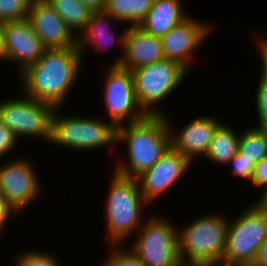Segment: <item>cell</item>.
Returning <instances> with one entry per match:
<instances>
[{
  "label": "cell",
  "instance_id": "obj_1",
  "mask_svg": "<svg viewBox=\"0 0 267 266\" xmlns=\"http://www.w3.org/2000/svg\"><path fill=\"white\" fill-rule=\"evenodd\" d=\"M82 62L77 47L46 49L37 62L20 73L21 94L62 109L84 67Z\"/></svg>",
  "mask_w": 267,
  "mask_h": 266
},
{
  "label": "cell",
  "instance_id": "obj_2",
  "mask_svg": "<svg viewBox=\"0 0 267 266\" xmlns=\"http://www.w3.org/2000/svg\"><path fill=\"white\" fill-rule=\"evenodd\" d=\"M167 114L148 115L141 121L117 127V143L127 144V164L119 161L114 172L137 178L154 166L171 147Z\"/></svg>",
  "mask_w": 267,
  "mask_h": 266
},
{
  "label": "cell",
  "instance_id": "obj_3",
  "mask_svg": "<svg viewBox=\"0 0 267 266\" xmlns=\"http://www.w3.org/2000/svg\"><path fill=\"white\" fill-rule=\"evenodd\" d=\"M106 200V234L110 244L120 245L143 225L141 213L149 205L142 196L137 178L121 176L115 172ZM141 223V224H140Z\"/></svg>",
  "mask_w": 267,
  "mask_h": 266
},
{
  "label": "cell",
  "instance_id": "obj_4",
  "mask_svg": "<svg viewBox=\"0 0 267 266\" xmlns=\"http://www.w3.org/2000/svg\"><path fill=\"white\" fill-rule=\"evenodd\" d=\"M228 226V217L221 213H211L192 220L181 230L178 229L181 263L218 264L222 262Z\"/></svg>",
  "mask_w": 267,
  "mask_h": 266
},
{
  "label": "cell",
  "instance_id": "obj_5",
  "mask_svg": "<svg viewBox=\"0 0 267 266\" xmlns=\"http://www.w3.org/2000/svg\"><path fill=\"white\" fill-rule=\"evenodd\" d=\"M56 108L52 118L50 143L73 150H95L117 144V127L103 119L59 115ZM92 148V149H91Z\"/></svg>",
  "mask_w": 267,
  "mask_h": 266
},
{
  "label": "cell",
  "instance_id": "obj_6",
  "mask_svg": "<svg viewBox=\"0 0 267 266\" xmlns=\"http://www.w3.org/2000/svg\"><path fill=\"white\" fill-rule=\"evenodd\" d=\"M187 72L180 63L166 58L132 70L136 97L142 109L148 115H165L156 104L181 85Z\"/></svg>",
  "mask_w": 267,
  "mask_h": 266
},
{
  "label": "cell",
  "instance_id": "obj_7",
  "mask_svg": "<svg viewBox=\"0 0 267 266\" xmlns=\"http://www.w3.org/2000/svg\"><path fill=\"white\" fill-rule=\"evenodd\" d=\"M150 217L137 231L138 237L129 249L143 266H180L178 228L165 217Z\"/></svg>",
  "mask_w": 267,
  "mask_h": 266
},
{
  "label": "cell",
  "instance_id": "obj_8",
  "mask_svg": "<svg viewBox=\"0 0 267 266\" xmlns=\"http://www.w3.org/2000/svg\"><path fill=\"white\" fill-rule=\"evenodd\" d=\"M267 240V215L248 205L230 222L222 262L253 264L258 249Z\"/></svg>",
  "mask_w": 267,
  "mask_h": 266
},
{
  "label": "cell",
  "instance_id": "obj_9",
  "mask_svg": "<svg viewBox=\"0 0 267 266\" xmlns=\"http://www.w3.org/2000/svg\"><path fill=\"white\" fill-rule=\"evenodd\" d=\"M22 98L0 102V121L8 127L18 139L20 136L37 137L50 142L52 118L55 107L34 100L25 94Z\"/></svg>",
  "mask_w": 267,
  "mask_h": 266
},
{
  "label": "cell",
  "instance_id": "obj_10",
  "mask_svg": "<svg viewBox=\"0 0 267 266\" xmlns=\"http://www.w3.org/2000/svg\"><path fill=\"white\" fill-rule=\"evenodd\" d=\"M108 70L103 101L109 122L119 127L127 119L130 124L146 118L148 114L139 105L136 97L132 71L119 65H110Z\"/></svg>",
  "mask_w": 267,
  "mask_h": 266
},
{
  "label": "cell",
  "instance_id": "obj_11",
  "mask_svg": "<svg viewBox=\"0 0 267 266\" xmlns=\"http://www.w3.org/2000/svg\"><path fill=\"white\" fill-rule=\"evenodd\" d=\"M5 164L0 167V193L18 214L38 197L40 179L32 162L25 157Z\"/></svg>",
  "mask_w": 267,
  "mask_h": 266
},
{
  "label": "cell",
  "instance_id": "obj_12",
  "mask_svg": "<svg viewBox=\"0 0 267 266\" xmlns=\"http://www.w3.org/2000/svg\"><path fill=\"white\" fill-rule=\"evenodd\" d=\"M192 162L172 147L150 169L137 177L138 184L148 204L177 185L188 172Z\"/></svg>",
  "mask_w": 267,
  "mask_h": 266
},
{
  "label": "cell",
  "instance_id": "obj_13",
  "mask_svg": "<svg viewBox=\"0 0 267 266\" xmlns=\"http://www.w3.org/2000/svg\"><path fill=\"white\" fill-rule=\"evenodd\" d=\"M118 40L116 43H119L123 56L115 58L111 65H119L132 71L164 59L161 39L139 26L125 28Z\"/></svg>",
  "mask_w": 267,
  "mask_h": 266
},
{
  "label": "cell",
  "instance_id": "obj_14",
  "mask_svg": "<svg viewBox=\"0 0 267 266\" xmlns=\"http://www.w3.org/2000/svg\"><path fill=\"white\" fill-rule=\"evenodd\" d=\"M6 60L11 61L21 73L30 64L38 61L46 48L34 32L28 18L2 23Z\"/></svg>",
  "mask_w": 267,
  "mask_h": 266
},
{
  "label": "cell",
  "instance_id": "obj_15",
  "mask_svg": "<svg viewBox=\"0 0 267 266\" xmlns=\"http://www.w3.org/2000/svg\"><path fill=\"white\" fill-rule=\"evenodd\" d=\"M209 27L188 16L160 38L164 58L178 62L188 70L192 55L211 31Z\"/></svg>",
  "mask_w": 267,
  "mask_h": 266
},
{
  "label": "cell",
  "instance_id": "obj_16",
  "mask_svg": "<svg viewBox=\"0 0 267 266\" xmlns=\"http://www.w3.org/2000/svg\"><path fill=\"white\" fill-rule=\"evenodd\" d=\"M28 19L46 49L76 47V34L46 0L31 1Z\"/></svg>",
  "mask_w": 267,
  "mask_h": 266
},
{
  "label": "cell",
  "instance_id": "obj_17",
  "mask_svg": "<svg viewBox=\"0 0 267 266\" xmlns=\"http://www.w3.org/2000/svg\"><path fill=\"white\" fill-rule=\"evenodd\" d=\"M216 117H196L185 124L179 132L174 133L169 119L171 147L188 158L191 162L197 156L206 155L217 127L222 123ZM171 126V127H170Z\"/></svg>",
  "mask_w": 267,
  "mask_h": 266
},
{
  "label": "cell",
  "instance_id": "obj_18",
  "mask_svg": "<svg viewBox=\"0 0 267 266\" xmlns=\"http://www.w3.org/2000/svg\"><path fill=\"white\" fill-rule=\"evenodd\" d=\"M181 0H153L146 18L139 27L155 37H163L173 27L188 17Z\"/></svg>",
  "mask_w": 267,
  "mask_h": 266
},
{
  "label": "cell",
  "instance_id": "obj_19",
  "mask_svg": "<svg viewBox=\"0 0 267 266\" xmlns=\"http://www.w3.org/2000/svg\"><path fill=\"white\" fill-rule=\"evenodd\" d=\"M115 19L105 11L93 12L86 26L76 35V47L79 50L82 60L85 58L84 51L86 47L95 46L94 48L106 51L110 44L115 40V35L111 34L109 29L110 21ZM108 27V28H107ZM112 42V43H109ZM105 48V49H104ZM84 57V58H83Z\"/></svg>",
  "mask_w": 267,
  "mask_h": 266
},
{
  "label": "cell",
  "instance_id": "obj_20",
  "mask_svg": "<svg viewBox=\"0 0 267 266\" xmlns=\"http://www.w3.org/2000/svg\"><path fill=\"white\" fill-rule=\"evenodd\" d=\"M238 135L233 128L221 123L214 132L205 158L216 164H225L226 167L238 152L240 138Z\"/></svg>",
  "mask_w": 267,
  "mask_h": 266
},
{
  "label": "cell",
  "instance_id": "obj_21",
  "mask_svg": "<svg viewBox=\"0 0 267 266\" xmlns=\"http://www.w3.org/2000/svg\"><path fill=\"white\" fill-rule=\"evenodd\" d=\"M153 0H106L104 11L117 22L139 26L146 18Z\"/></svg>",
  "mask_w": 267,
  "mask_h": 266
},
{
  "label": "cell",
  "instance_id": "obj_22",
  "mask_svg": "<svg viewBox=\"0 0 267 266\" xmlns=\"http://www.w3.org/2000/svg\"><path fill=\"white\" fill-rule=\"evenodd\" d=\"M46 2L64 20L73 33L75 31L76 35L86 26L93 13L79 0H46Z\"/></svg>",
  "mask_w": 267,
  "mask_h": 266
},
{
  "label": "cell",
  "instance_id": "obj_23",
  "mask_svg": "<svg viewBox=\"0 0 267 266\" xmlns=\"http://www.w3.org/2000/svg\"><path fill=\"white\" fill-rule=\"evenodd\" d=\"M238 151L255 164L267 157V128L246 129L240 135Z\"/></svg>",
  "mask_w": 267,
  "mask_h": 266
},
{
  "label": "cell",
  "instance_id": "obj_24",
  "mask_svg": "<svg viewBox=\"0 0 267 266\" xmlns=\"http://www.w3.org/2000/svg\"><path fill=\"white\" fill-rule=\"evenodd\" d=\"M31 0H0V23L28 18Z\"/></svg>",
  "mask_w": 267,
  "mask_h": 266
},
{
  "label": "cell",
  "instance_id": "obj_25",
  "mask_svg": "<svg viewBox=\"0 0 267 266\" xmlns=\"http://www.w3.org/2000/svg\"><path fill=\"white\" fill-rule=\"evenodd\" d=\"M53 254L39 251H25L15 260V266H61Z\"/></svg>",
  "mask_w": 267,
  "mask_h": 266
},
{
  "label": "cell",
  "instance_id": "obj_26",
  "mask_svg": "<svg viewBox=\"0 0 267 266\" xmlns=\"http://www.w3.org/2000/svg\"><path fill=\"white\" fill-rule=\"evenodd\" d=\"M113 247L102 266H143L137 256L128 248H119L121 245H110ZM118 247V248H117ZM125 249V250H124Z\"/></svg>",
  "mask_w": 267,
  "mask_h": 266
},
{
  "label": "cell",
  "instance_id": "obj_27",
  "mask_svg": "<svg viewBox=\"0 0 267 266\" xmlns=\"http://www.w3.org/2000/svg\"><path fill=\"white\" fill-rule=\"evenodd\" d=\"M260 81L256 90V111L258 116V128H267V75L261 70Z\"/></svg>",
  "mask_w": 267,
  "mask_h": 266
},
{
  "label": "cell",
  "instance_id": "obj_28",
  "mask_svg": "<svg viewBox=\"0 0 267 266\" xmlns=\"http://www.w3.org/2000/svg\"><path fill=\"white\" fill-rule=\"evenodd\" d=\"M227 165H231L233 167L231 172L237 177L250 181L252 180L256 164L242 156L239 151Z\"/></svg>",
  "mask_w": 267,
  "mask_h": 266
},
{
  "label": "cell",
  "instance_id": "obj_29",
  "mask_svg": "<svg viewBox=\"0 0 267 266\" xmlns=\"http://www.w3.org/2000/svg\"><path fill=\"white\" fill-rule=\"evenodd\" d=\"M17 136L0 121V158L16 148Z\"/></svg>",
  "mask_w": 267,
  "mask_h": 266
},
{
  "label": "cell",
  "instance_id": "obj_30",
  "mask_svg": "<svg viewBox=\"0 0 267 266\" xmlns=\"http://www.w3.org/2000/svg\"><path fill=\"white\" fill-rule=\"evenodd\" d=\"M253 187L263 188L267 186V157L255 165L251 183Z\"/></svg>",
  "mask_w": 267,
  "mask_h": 266
},
{
  "label": "cell",
  "instance_id": "obj_31",
  "mask_svg": "<svg viewBox=\"0 0 267 266\" xmlns=\"http://www.w3.org/2000/svg\"><path fill=\"white\" fill-rule=\"evenodd\" d=\"M15 213V214H14ZM17 211L8 203L5 197L0 193V233L3 231L7 219L10 215H16Z\"/></svg>",
  "mask_w": 267,
  "mask_h": 266
},
{
  "label": "cell",
  "instance_id": "obj_32",
  "mask_svg": "<svg viewBox=\"0 0 267 266\" xmlns=\"http://www.w3.org/2000/svg\"><path fill=\"white\" fill-rule=\"evenodd\" d=\"M262 36H258L257 35V39H256V46H258L257 48H259V52L261 54V60H262V67L261 70L267 75V34H263L262 32H260Z\"/></svg>",
  "mask_w": 267,
  "mask_h": 266
},
{
  "label": "cell",
  "instance_id": "obj_33",
  "mask_svg": "<svg viewBox=\"0 0 267 266\" xmlns=\"http://www.w3.org/2000/svg\"><path fill=\"white\" fill-rule=\"evenodd\" d=\"M253 266H267V240L258 249Z\"/></svg>",
  "mask_w": 267,
  "mask_h": 266
},
{
  "label": "cell",
  "instance_id": "obj_34",
  "mask_svg": "<svg viewBox=\"0 0 267 266\" xmlns=\"http://www.w3.org/2000/svg\"><path fill=\"white\" fill-rule=\"evenodd\" d=\"M252 205L262 213L267 215V186L263 187L262 194L258 201L252 203Z\"/></svg>",
  "mask_w": 267,
  "mask_h": 266
},
{
  "label": "cell",
  "instance_id": "obj_35",
  "mask_svg": "<svg viewBox=\"0 0 267 266\" xmlns=\"http://www.w3.org/2000/svg\"><path fill=\"white\" fill-rule=\"evenodd\" d=\"M85 6L89 7L93 12L104 11L106 0H79Z\"/></svg>",
  "mask_w": 267,
  "mask_h": 266
},
{
  "label": "cell",
  "instance_id": "obj_36",
  "mask_svg": "<svg viewBox=\"0 0 267 266\" xmlns=\"http://www.w3.org/2000/svg\"><path fill=\"white\" fill-rule=\"evenodd\" d=\"M0 60L6 61L5 38L2 23H0Z\"/></svg>",
  "mask_w": 267,
  "mask_h": 266
},
{
  "label": "cell",
  "instance_id": "obj_37",
  "mask_svg": "<svg viewBox=\"0 0 267 266\" xmlns=\"http://www.w3.org/2000/svg\"><path fill=\"white\" fill-rule=\"evenodd\" d=\"M180 266H216V264L181 263Z\"/></svg>",
  "mask_w": 267,
  "mask_h": 266
},
{
  "label": "cell",
  "instance_id": "obj_38",
  "mask_svg": "<svg viewBox=\"0 0 267 266\" xmlns=\"http://www.w3.org/2000/svg\"><path fill=\"white\" fill-rule=\"evenodd\" d=\"M216 266H253L252 264H226L224 262H220L218 264H216Z\"/></svg>",
  "mask_w": 267,
  "mask_h": 266
}]
</instances>
